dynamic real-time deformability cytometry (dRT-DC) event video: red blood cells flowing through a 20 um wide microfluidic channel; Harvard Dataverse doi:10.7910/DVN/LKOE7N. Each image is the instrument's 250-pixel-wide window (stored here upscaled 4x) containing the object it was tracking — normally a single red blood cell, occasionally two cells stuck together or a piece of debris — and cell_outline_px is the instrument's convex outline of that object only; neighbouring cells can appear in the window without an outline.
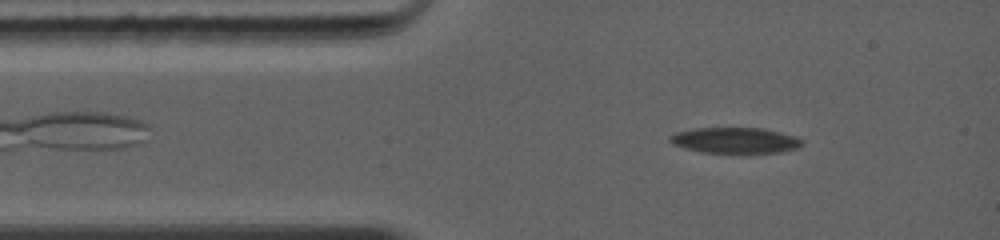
{"species": "common noctule bat (a hibernating species)", "species_latin": "Nyctalus noctula", "temperature_condition": "warm", "stored_images_in_passage": 40, "camera_frame_rate_fps": 5000, "um_per_image_px": 0.085, "animal": {"sex": "female", "body_mass_g": 19.0, "forearm_length_mm": 56.7}, "frame": {"image": 1, "passage_image": 4, "time_ms": 1.2, "image_size_px": [1000, 240], "cell_outline_px": [[800, 144], [796, 148], [780, 152], [704, 152], [684, 148], [672, 144], [668, 140], [668, 136], [676, 132], [692, 128], [760, 128], [780, 132], [796, 136], [800, 140]], "centroid_in_image_um": [62.4, 11.91], "position_along_channel_um": 22.6, "area_um2": 19.54}}
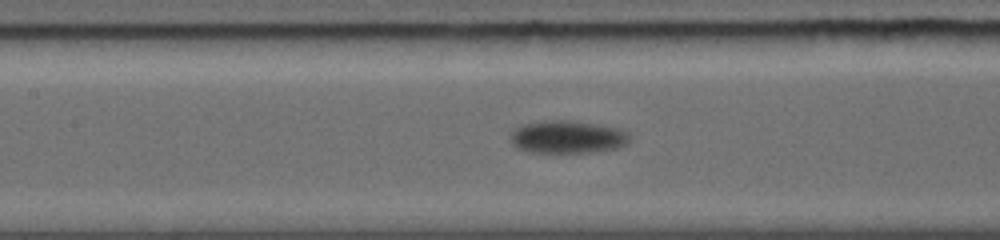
{"frame": {"image": 2, "passage_image": 20, "time_ms": 5.2, "image_size_px": [1000, 240], "cell_outline_px": [[628, 140], [624, 144], [616, 148], [592, 152], [528, 152], [516, 148], [512, 144], [512, 132], [520, 124], [544, 120], [576, 120], [616, 128], [628, 132]], "centroid_in_image_um": [48.18, 11.63], "position_along_channel_um": 159.2, "area_um2": 22.66}}
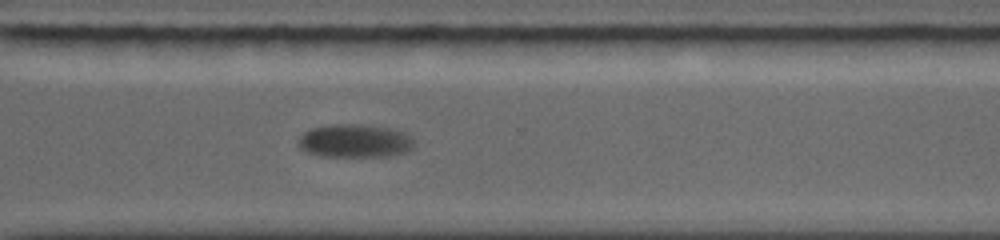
{"frame": {"image": 3, "passage_image": 32, "time_ms": 9.6, "image_size_px": [1000, 240], "cell_outline_px": [[412, 144], [404, 152], [388, 156], [324, 156], [308, 152], [300, 144], [300, 136], [304, 132], [312, 128], [332, 124], [356, 124], [396, 128], [408, 132], [412, 136]], "centroid_in_image_um": [30.21, 11.95], "position_along_channel_um": 340.4, "area_um2": 22.2}, "authors_computed_cell_mechanics": {"area_um2": 21.964, "velocity_mm_per_s": 4.1175, "shape_relaxation_time_tau1_ms": 6.4858, "shape_relaxation_time_tau2_ms": null, "deformation_change_tau1": 0.2161, "deformation_change_tau2": null}}